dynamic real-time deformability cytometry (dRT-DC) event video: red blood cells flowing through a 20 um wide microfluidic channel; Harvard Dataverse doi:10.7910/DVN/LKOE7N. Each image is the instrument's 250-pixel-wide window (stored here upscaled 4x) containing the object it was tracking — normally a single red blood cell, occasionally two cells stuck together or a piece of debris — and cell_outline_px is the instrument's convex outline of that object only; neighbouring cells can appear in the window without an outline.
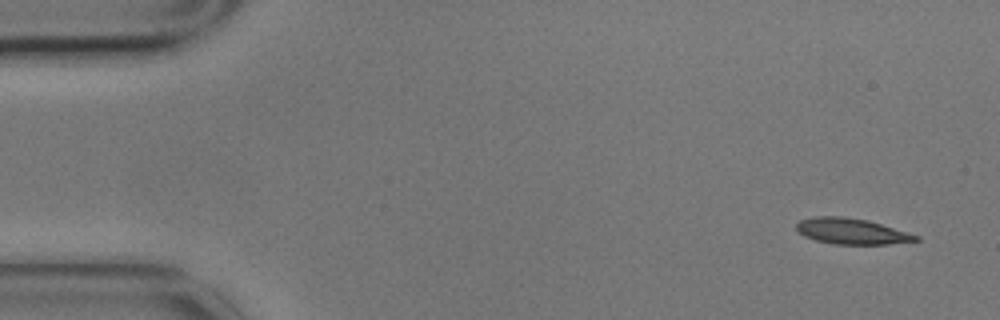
{"species": "common noctule bat (a hibernating species)", "species_latin": "Nyctalus noctula", "temperature_condition": "cold", "stored_images_in_passage": 4, "camera_frame_rate_fps": 3000, "um_per_image_px": 0.085, "animal": {"sex": "male", "body_mass_g": 17.9}, "frame": {"image": 1, "passage_image": 1, "time_ms": 0.0, "image_size_px": [1000, 320], "cell_outline_px": [[920, 240], [888, 244], [832, 244], [816, 240], [804, 236], [796, 232], [796, 224], [800, 220], [816, 216], [844, 216], [868, 220], [920, 236]], "centroid_in_image_um": [72.35, 19.65], "position_along_channel_um": 12.6, "area_um2": 18.03}}
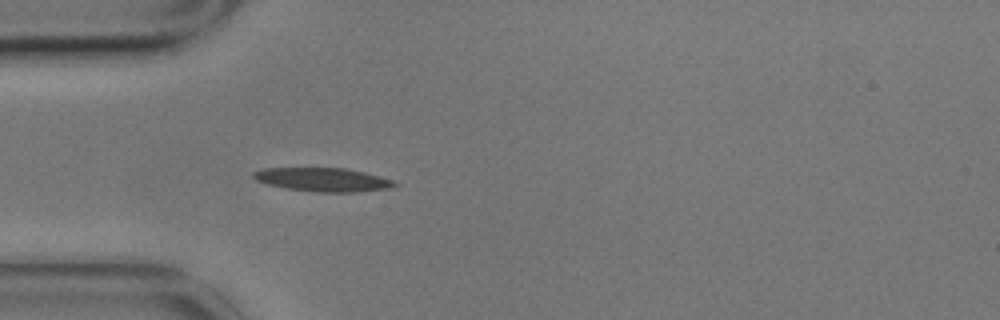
{"frame": {"image": 2, "passage_image": 4, "time_ms": 1.0, "image_size_px": [1000, 320], "cell_outline_px": [[400, 184], [392, 188], [356, 192], [316, 192], [284, 188], [268, 184], [256, 180], [252, 176], [252, 172], [264, 168], [348, 168], [364, 172], [392, 180]], "centroid_in_image_um": [27.46, 15.27], "position_along_channel_um": 57.5, "area_um2": 19.54}}